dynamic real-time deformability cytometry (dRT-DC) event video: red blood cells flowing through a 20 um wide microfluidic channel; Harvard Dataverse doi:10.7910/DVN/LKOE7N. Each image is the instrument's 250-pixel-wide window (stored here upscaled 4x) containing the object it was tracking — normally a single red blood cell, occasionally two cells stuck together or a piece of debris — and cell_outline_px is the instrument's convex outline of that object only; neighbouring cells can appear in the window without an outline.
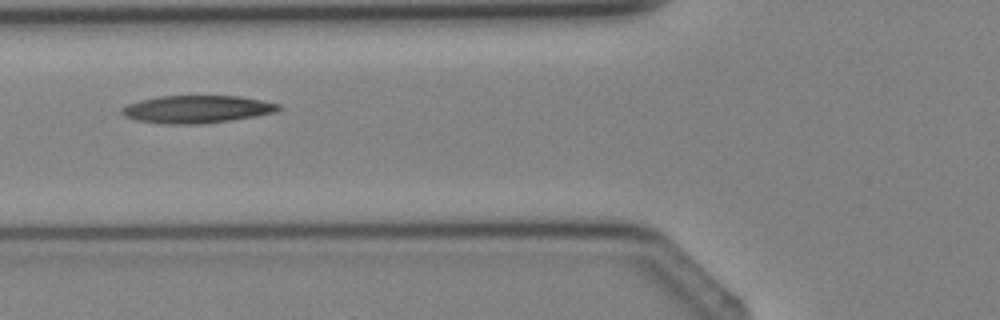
{"species": "Egyptian fruit bat (a non-hibernating species)", "species_latin": "Rousettus aegyptiacus", "temperature_condition": "cold", "stored_images_in_passage": 4, "camera_frame_rate_fps": 3000, "um_per_image_px": 0.085, "animal": {"sex": "female"}, "frame": {"image": 1, "passage_image": 4, "time_ms": 3.333, "image_size_px": [1000, 320], "cell_outline_px": [[280, 108], [276, 112], [256, 116], [232, 120], [200, 124], [164, 124], [136, 120], [124, 116], [120, 112], [120, 108], [128, 104], [140, 100], [160, 96], [240, 96], [280, 104]], "centroid_in_image_um": [16.71, 9.29], "position_along_channel_um": 109.1, "area_um2": 25.26}}